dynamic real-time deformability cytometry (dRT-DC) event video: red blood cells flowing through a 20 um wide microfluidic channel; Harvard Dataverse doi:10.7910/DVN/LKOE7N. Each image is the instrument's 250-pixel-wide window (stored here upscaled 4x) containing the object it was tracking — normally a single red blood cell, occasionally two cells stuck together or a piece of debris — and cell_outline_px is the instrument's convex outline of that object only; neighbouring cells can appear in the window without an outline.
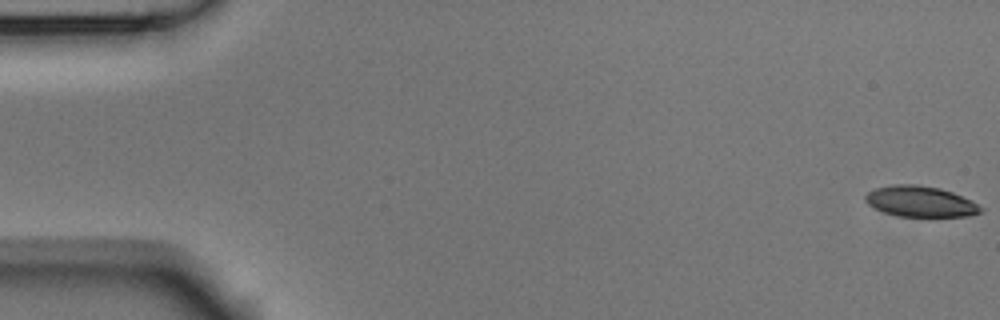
{"species": "Egyptian fruit bat (a non-hibernating species)", "species_latin": "Rousettus aegyptiacus", "temperature_condition": "room temperature", "stored_images_in_passage": 55, "camera_frame_rate_fps": 3000, "um_per_image_px": 0.085, "animal": {"sex": "male"}, "frame": {"image": 1, "passage_image": 1, "time_ms": 0.0, "image_size_px": [1000, 320], "cell_outline_px": [[984, 208], [980, 212], [972, 216], [896, 216], [884, 212], [868, 204], [864, 200], [864, 196], [872, 188], [892, 184], [916, 184], [940, 188], [952, 192]], "centroid_in_image_um": [78.17, 17.11], "position_along_channel_um": 6.8, "area_um2": 20.63}}
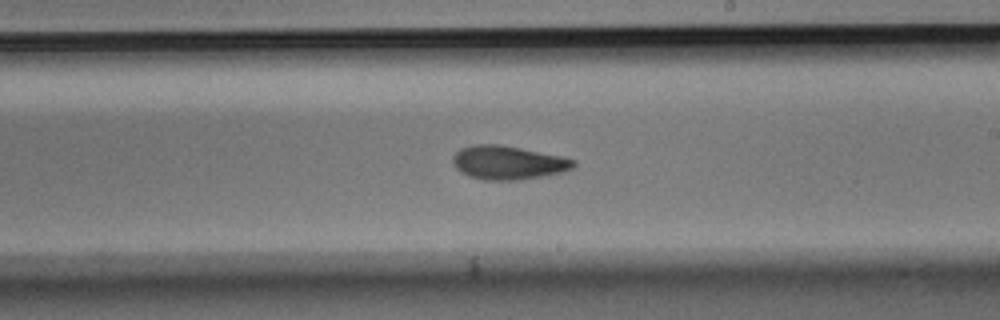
{"frame": {"image": 2, "passage_image": 32, "time_ms": 10.333, "image_size_px": [1000, 320], "cell_outline_px": [[576, 164], [572, 168], [560, 172], [544, 176], [520, 180], [484, 180], [468, 176], [460, 172], [456, 168], [452, 160], [452, 156], [460, 148], [472, 144], [500, 144], [564, 156], [576, 160]], "centroid_in_image_um": [43.17, 13.81], "position_along_channel_um": 245.8, "area_um2": 23.99}}
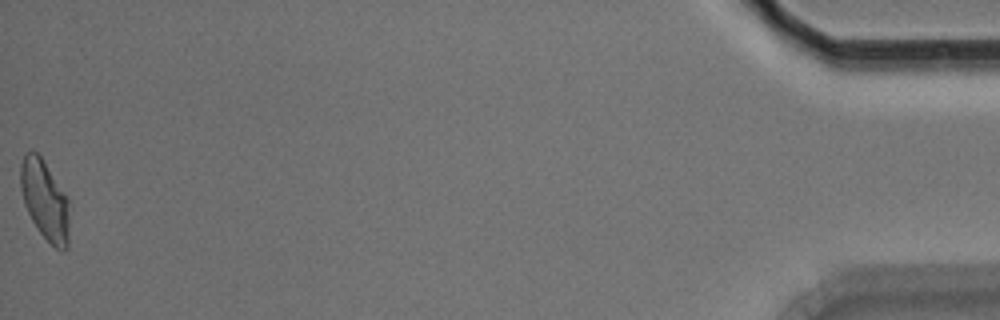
{"frame": {"image": 3, "passage_image": 55, "time_ms": 18.0, "image_size_px": [1000, 320], "cell_outline_px": [[68, 248], [64, 252], [56, 248], [40, 232], [32, 220], [24, 204], [20, 188], [20, 164], [24, 152], [32, 148], [40, 156], [68, 200]], "centroid_in_image_um": [3.77, 16.99], "position_along_channel_um": 431.4, "area_um2": 22.37}, "authors_computed_cell_mechanics": {"area_um2": 22.6576, "velocity_mm_per_s": 3.7057, "shape_relaxation_time_tau1_ms": 5.5338, "shape_relaxation_time_tau2_ms": 4.3206, "deformation_change_tau1": 0.1544, "deformation_change_tau2": 0.1177}}